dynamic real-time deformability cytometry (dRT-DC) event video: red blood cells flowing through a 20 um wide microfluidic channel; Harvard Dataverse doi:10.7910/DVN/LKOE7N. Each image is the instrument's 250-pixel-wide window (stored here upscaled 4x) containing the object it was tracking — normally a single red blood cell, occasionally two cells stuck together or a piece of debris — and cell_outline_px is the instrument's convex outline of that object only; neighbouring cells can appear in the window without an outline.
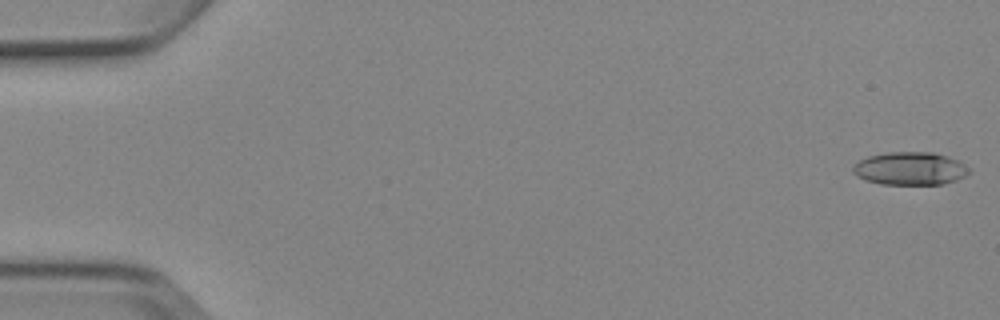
{"species": "Egyptian fruit bat (a non-hibernating species)", "species_latin": "Rousettus aegyptiacus", "temperature_condition": "cold", "stored_images_in_passage": 5, "camera_frame_rate_fps": 3000, "um_per_image_px": 0.085, "animal": {"sex": "female"}, "frame": {"image": 1, "passage_image": 1, "time_ms": 0.0, "image_size_px": [1000, 320], "cell_outline_px": [[968, 172], [964, 176], [956, 180], [944, 184], [880, 184], [864, 180], [856, 176], [852, 172], [852, 168], [860, 160], [868, 156], [888, 152], [932, 152], [948, 156], [964, 164], [968, 168]], "centroid_in_image_um": [77.32, 14.33], "position_along_channel_um": 7.7, "area_um2": 22.25}}
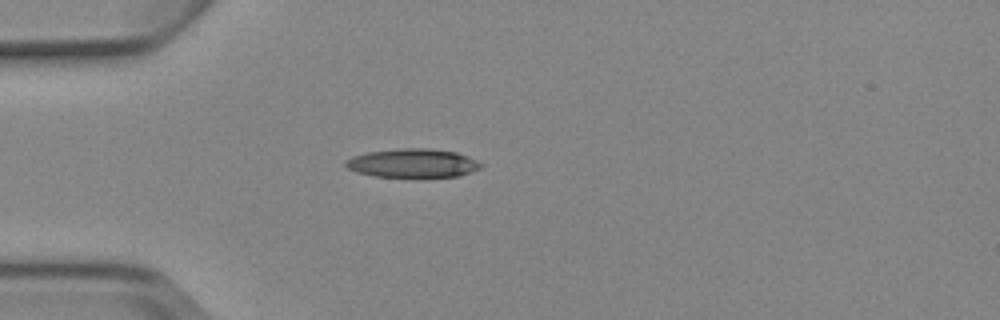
{"frame": {"image": 2, "passage_image": 5, "time_ms": 4.667, "image_size_px": [1000, 320], "cell_outline_px": [[484, 164], [480, 168], [456, 176], [376, 176], [356, 172], [348, 168], [344, 164], [344, 160], [352, 156], [368, 152], [396, 148], [428, 148], [456, 152], [476, 160]], "centroid_in_image_um": [35.03, 13.84], "position_along_channel_um": 50.0, "area_um2": 22.37}}